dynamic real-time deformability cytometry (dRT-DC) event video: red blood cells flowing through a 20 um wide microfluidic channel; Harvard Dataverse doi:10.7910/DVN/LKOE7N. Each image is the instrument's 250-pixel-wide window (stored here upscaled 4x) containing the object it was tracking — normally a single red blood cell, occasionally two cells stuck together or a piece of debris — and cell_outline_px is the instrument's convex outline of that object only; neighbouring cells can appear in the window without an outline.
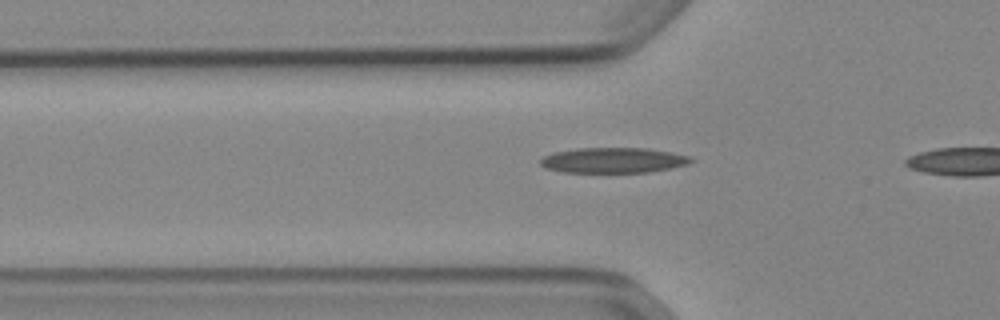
{"species": "Egyptian fruit bat (a non-hibernating species)", "species_latin": "Rousettus aegyptiacus", "temperature_condition": "cold", "stored_images_in_passage": 8, "camera_frame_rate_fps": 3000, "um_per_image_px": 0.085, "animal": {"sex": "female"}, "frame": {"image": 1, "passage_image": 6, "time_ms": 1.667, "image_size_px": [1000, 320], "cell_outline_px": [[696, 160], [688, 164], [672, 168], [648, 172], [564, 172], [544, 168], [540, 164], [540, 160], [544, 156], [552, 152], [576, 148], [648, 148], [672, 152], [692, 156]], "centroid_in_image_um": [52.16, 13.61], "position_along_channel_um": 73.6, "area_um2": 22.48}}